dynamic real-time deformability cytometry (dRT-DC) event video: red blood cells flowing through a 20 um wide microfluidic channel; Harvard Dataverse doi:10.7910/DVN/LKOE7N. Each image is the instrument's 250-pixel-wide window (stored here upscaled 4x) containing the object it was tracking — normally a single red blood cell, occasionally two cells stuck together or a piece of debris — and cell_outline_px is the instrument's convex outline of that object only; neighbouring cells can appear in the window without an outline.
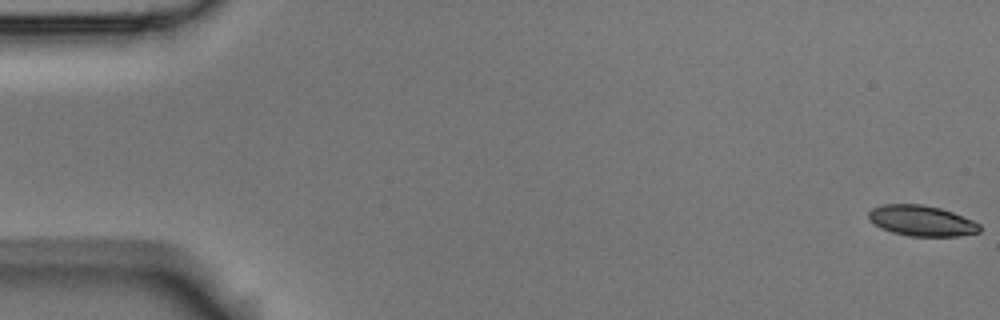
{"species": "Egyptian fruit bat (a non-hibernating species)", "species_latin": "Rousettus aegyptiacus", "temperature_condition": "room temperature", "stored_images_in_passage": 56, "camera_frame_rate_fps": 3000, "um_per_image_px": 0.085, "animal": {"sex": "male"}, "frame": {"image": 1, "passage_image": 1, "time_ms": 0.0, "image_size_px": [1000, 320], "cell_outline_px": [[980, 232], [956, 236], [908, 236], [892, 232], [876, 224], [868, 216], [868, 212], [872, 208], [884, 204], [920, 204], [940, 208], [952, 212], [972, 220], [980, 224]], "centroid_in_image_um": [78.35, 18.76], "position_along_channel_um": 6.6, "area_um2": 19.54}}
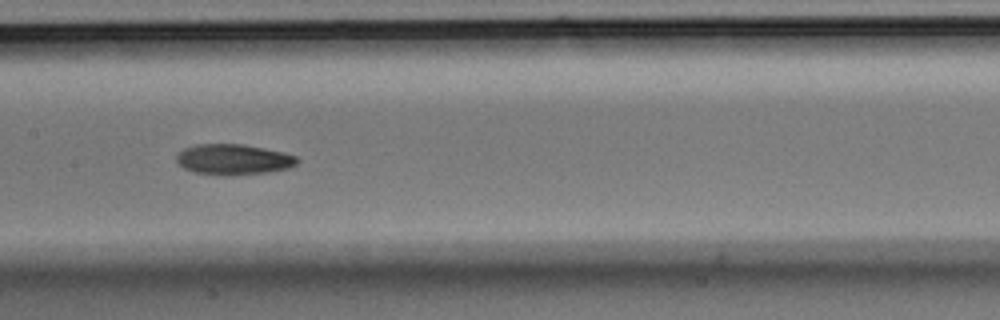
{"frame": {"image": 2, "passage_image": 28, "time_ms": 9.0, "image_size_px": [1000, 320], "cell_outline_px": [[300, 160], [296, 164], [288, 168], [268, 172], [196, 172], [184, 168], [176, 160], [176, 156], [184, 148], [196, 144], [244, 144], [284, 152], [296, 156]], "centroid_in_image_um": [19.88, 13.49], "position_along_channel_um": 187.5, "area_um2": 20.46}}
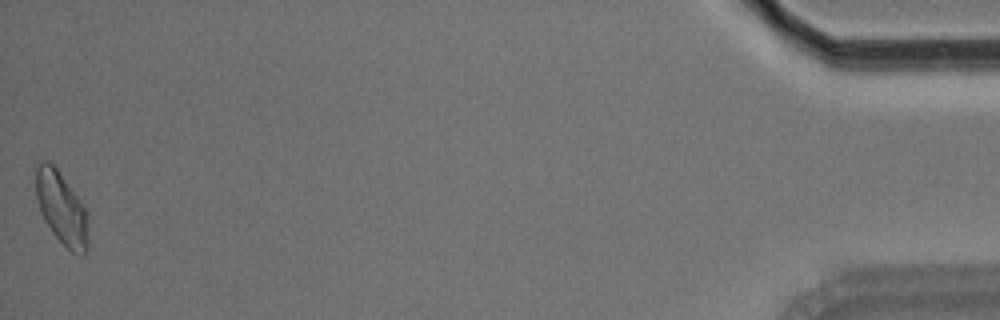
{"frame": {"image": 3, "passage_image": 56, "time_ms": 18.333, "image_size_px": [1000, 320], "cell_outline_px": [[88, 248], [84, 256], [80, 256], [72, 252], [52, 232], [44, 220], [40, 212], [36, 196], [36, 168], [40, 160], [48, 160], [56, 168], [80, 200], [88, 212]], "centroid_in_image_um": [5.25, 17.72], "position_along_channel_um": 430.0, "area_um2": 22.25}, "authors_computed_cell_mechanics": {"area_um2": 20.9814, "velocity_mm_per_s": 3.6217, "shape_relaxation_time_tau1_ms": 3.5201, "shape_relaxation_time_tau2_ms": 9.4829, "deformation_change_tau1": 0.1402, "deformation_change_tau2": 0.1675}}